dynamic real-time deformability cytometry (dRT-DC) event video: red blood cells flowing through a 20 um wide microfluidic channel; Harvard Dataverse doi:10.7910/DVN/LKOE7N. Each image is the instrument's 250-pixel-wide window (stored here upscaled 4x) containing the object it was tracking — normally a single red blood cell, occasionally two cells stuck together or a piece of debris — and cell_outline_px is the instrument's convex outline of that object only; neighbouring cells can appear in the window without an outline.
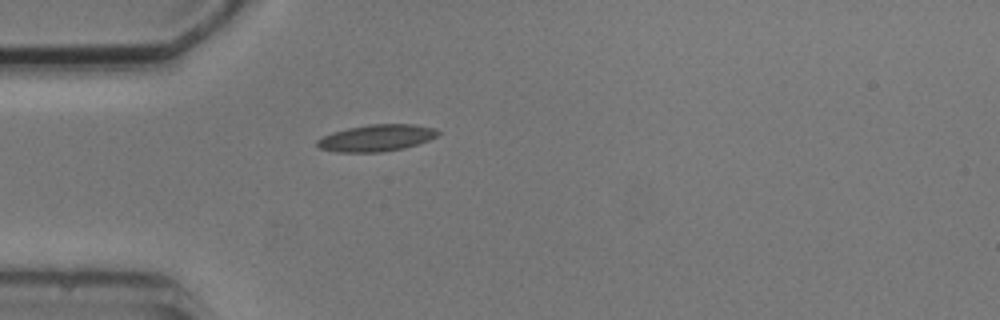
{"species": "common noctule bat (a hibernating species)", "species_latin": "Nyctalus noctula", "temperature_condition": "cold", "stored_images_in_passage": 1, "camera_frame_rate_fps": 3000, "um_per_image_px": 0.085, "animal": {"sex": "male", "body_mass_g": 20.5, "forearm_length_mm": 52.5}, "frame": {"image": 1, "passage_image": 1, "time_ms": 0.0, "image_size_px": [1000, 320], "cell_outline_px": [[440, 132], [436, 136], [428, 140], [404, 148], [380, 152], [336, 152], [320, 148], [316, 144], [316, 140], [332, 132], [348, 128], [368, 124], [416, 124], [436, 128]], "centroid_in_image_um": [32.0, 11.72], "position_along_channel_um": 53.0, "area_um2": 18.79}}